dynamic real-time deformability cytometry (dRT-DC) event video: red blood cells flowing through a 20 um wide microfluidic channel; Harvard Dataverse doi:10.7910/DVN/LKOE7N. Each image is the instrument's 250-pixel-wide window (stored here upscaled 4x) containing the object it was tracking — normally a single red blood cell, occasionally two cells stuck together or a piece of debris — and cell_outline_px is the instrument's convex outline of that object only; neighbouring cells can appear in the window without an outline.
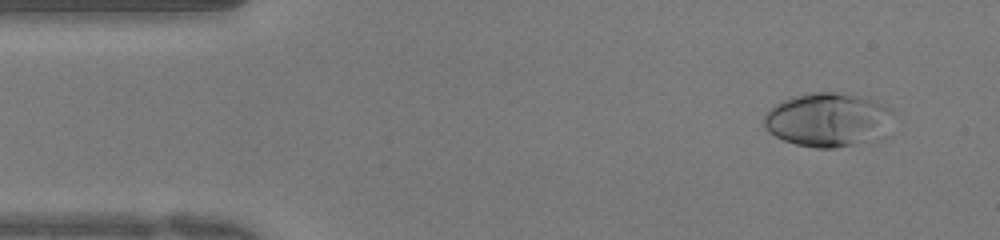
{"species": "human", "species_latin": "Homo sapiens", "temperature_condition": "warm", "stored_images_in_passage": 50, "camera_frame_rate_fps": 3000, "um_per_image_px": 0.085, "donor": {"sex": "female"}, "frame": {"image": 1, "passage_image": 4, "time_ms": 1.0, "image_size_px": [1000, 240], "cell_outline_px": [[892, 112], [884, 136], [876, 140], [836, 148], [816, 148], [796, 144], [784, 140], [768, 132], [764, 128], [764, 116], [776, 104], [784, 100], [808, 92], [836, 92], [860, 96], [876, 100], [892, 108]], "centroid_in_image_um": [70.4, 10.18], "position_along_channel_um": 14.6, "area_um2": 40.69}}
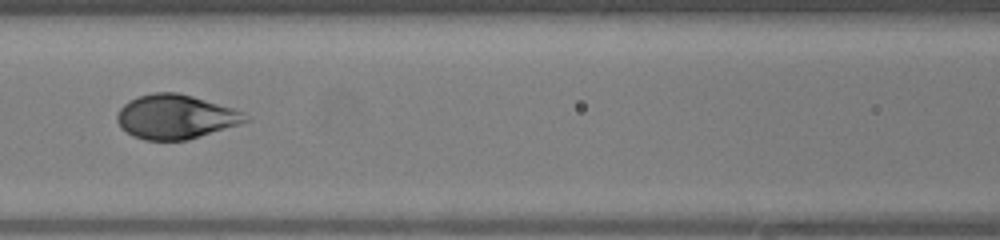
{"frame": {"image": 2, "passage_image": 21, "time_ms": 6.667, "image_size_px": [1000, 240], "cell_outline_px": [[252, 120], [240, 124], [188, 140], [144, 140], [132, 136], [120, 128], [116, 120], [116, 116], [120, 108], [128, 100], [152, 92], [176, 92], [192, 96], [232, 108], [244, 112]], "centroid_in_image_um": [14.91, 9.93], "position_along_channel_um": 151.7, "area_um2": 33.23}}
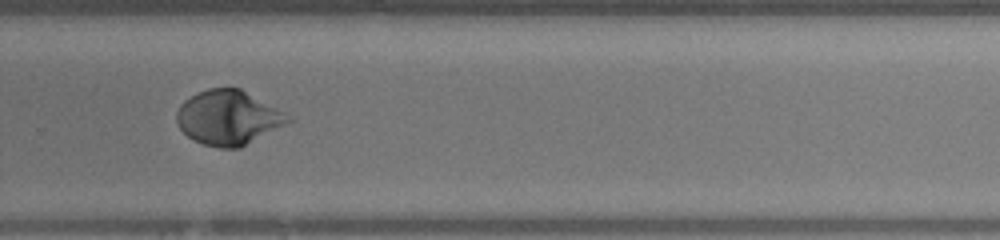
{"frame": {"image": 3, "passage_image": 33, "time_ms": 10.667, "image_size_px": [1000, 240], "cell_outline_px": [[292, 120], [288, 124], [240, 148], [220, 148], [204, 144], [192, 140], [180, 128], [176, 120], [176, 112], [180, 104], [184, 100], [208, 88], [240, 88], [292, 116]], "centroid_in_image_um": [19.42, 10.01], "position_along_channel_um": 310.4, "area_um2": 35.43}, "authors_computed_cell_mechanics": {"area_um2": 34.5066, "velocity_mm_per_s": 3.9859, "shape_relaxation_time_tau1_ms": 4.7847, "shape_relaxation_time_tau2_ms": null, "deformation_change_tau1": 0.2346, "deformation_change_tau2": null}}